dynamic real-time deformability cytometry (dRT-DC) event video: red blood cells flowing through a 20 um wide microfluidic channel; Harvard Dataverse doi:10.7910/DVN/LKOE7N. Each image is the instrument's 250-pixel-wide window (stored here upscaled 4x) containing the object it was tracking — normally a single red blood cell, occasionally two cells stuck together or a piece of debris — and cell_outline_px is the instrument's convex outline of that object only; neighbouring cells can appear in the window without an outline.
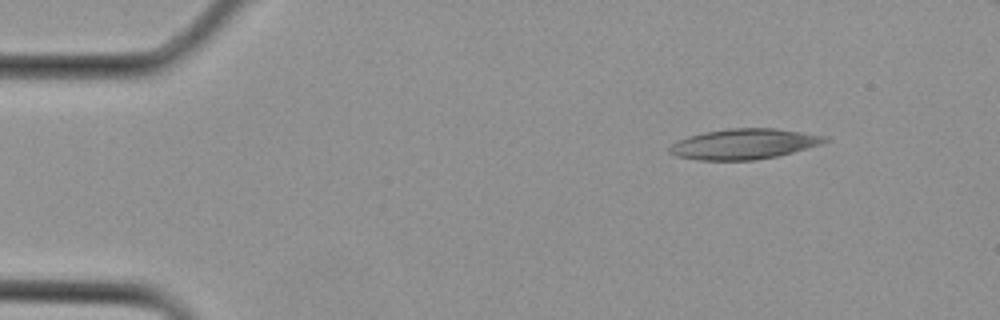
{"species": "Egyptian fruit bat (a non-hibernating species)", "species_latin": "Rousettus aegyptiacus", "temperature_condition": "cold", "stored_images_in_passage": 3, "camera_frame_rate_fps": 3000, "um_per_image_px": 0.085, "animal": {"sex": "female"}, "frame": {"image": 1, "passage_image": 1, "time_ms": 0.0, "image_size_px": [1000, 320], "cell_outline_px": [[828, 140], [820, 144], [792, 152], [776, 156], [756, 160], [700, 160], [676, 156], [668, 152], [668, 148], [672, 144], [688, 136], [704, 132], [728, 128], [772, 128], [828, 136]], "centroid_in_image_um": [63.2, 12.24], "position_along_channel_um": 21.8, "area_um2": 27.28}}